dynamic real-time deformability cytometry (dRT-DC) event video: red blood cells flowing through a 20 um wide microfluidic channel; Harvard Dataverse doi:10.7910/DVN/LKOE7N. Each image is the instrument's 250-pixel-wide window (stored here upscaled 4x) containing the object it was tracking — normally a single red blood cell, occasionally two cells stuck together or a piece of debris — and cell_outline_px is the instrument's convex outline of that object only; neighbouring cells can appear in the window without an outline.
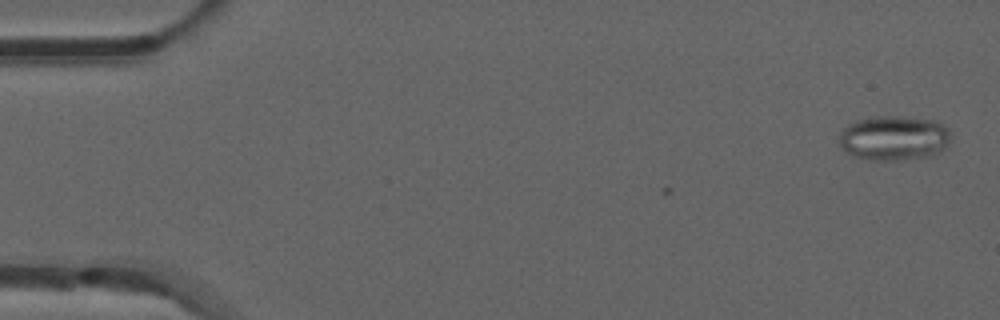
{"species": "common noctule bat (a hibernating species)", "species_latin": "Nyctalus noctula", "temperature_condition": "room temperature", "stored_images_in_passage": 3, "camera_frame_rate_fps": 3000, "um_per_image_px": 0.085, "animal": {"sex": "male", "forearm_length_mm": 52.5}, "frame": {"image": 1, "passage_image": 3, "time_ms": 0.667, "image_size_px": [1000, 320], "cell_outline_px": [[952, 136], [944, 148], [928, 156], [896, 160], [868, 160], [852, 156], [840, 148], [840, 132], [848, 124], [856, 120], [868, 116], [900, 116], [936, 120], [948, 128]], "centroid_in_image_um": [75.95, 11.71], "position_along_channel_um": 9.0, "area_um2": 29.36}}